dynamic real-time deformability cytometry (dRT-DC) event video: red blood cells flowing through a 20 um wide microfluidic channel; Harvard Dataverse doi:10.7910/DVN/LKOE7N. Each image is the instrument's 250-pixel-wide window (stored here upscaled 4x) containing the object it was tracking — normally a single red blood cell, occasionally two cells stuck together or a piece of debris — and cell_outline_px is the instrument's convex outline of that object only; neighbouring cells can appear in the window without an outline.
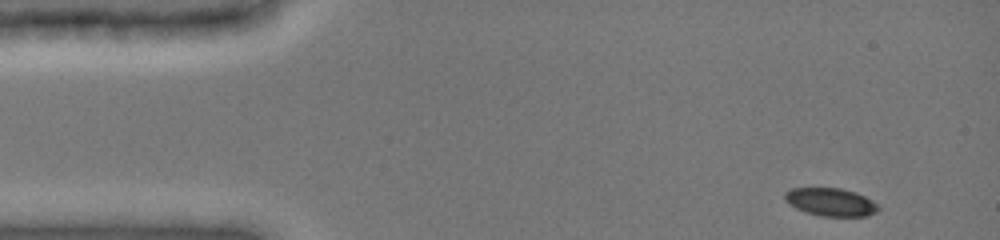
{"species": "common noctule bat (a hibernating species)", "species_latin": "Nyctalus noctula", "temperature_condition": "cold", "stored_images_in_passage": 4, "camera_frame_rate_fps": 3000, "um_per_image_px": 0.085, "animal": {"sex": "female", "body_mass_g": 19.0, "forearm_length_mm": 51.5}, "frame": {"image": 1, "passage_image": 1, "time_ms": 0.0, "image_size_px": [1000, 240], "cell_outline_px": [[880, 208], [876, 212], [868, 216], [820, 216], [804, 212], [788, 204], [784, 200], [784, 192], [792, 188], [840, 188], [864, 196], [872, 200]], "centroid_in_image_um": [70.57, 17.18], "position_along_channel_um": 14.4, "area_um2": 15.26}}
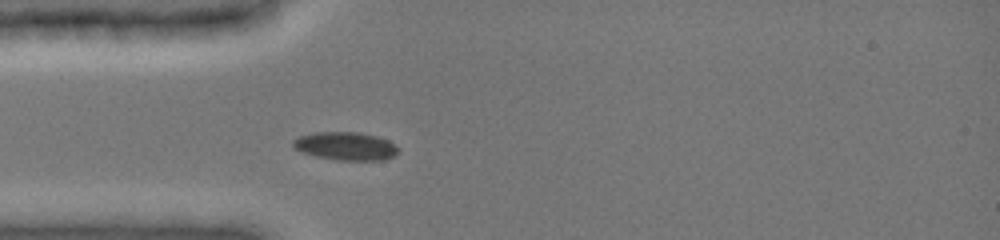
{"frame": {"image": 2, "passage_image": 4, "time_ms": 1.0, "image_size_px": [1000, 240], "cell_outline_px": [[400, 148], [392, 156], [384, 160], [336, 160], [316, 156], [300, 152], [292, 144], [292, 140], [300, 136], [316, 132], [360, 132], [376, 136], [388, 140]], "centroid_in_image_um": [29.37, 12.41], "position_along_channel_um": 55.6, "area_um2": 17.22}}